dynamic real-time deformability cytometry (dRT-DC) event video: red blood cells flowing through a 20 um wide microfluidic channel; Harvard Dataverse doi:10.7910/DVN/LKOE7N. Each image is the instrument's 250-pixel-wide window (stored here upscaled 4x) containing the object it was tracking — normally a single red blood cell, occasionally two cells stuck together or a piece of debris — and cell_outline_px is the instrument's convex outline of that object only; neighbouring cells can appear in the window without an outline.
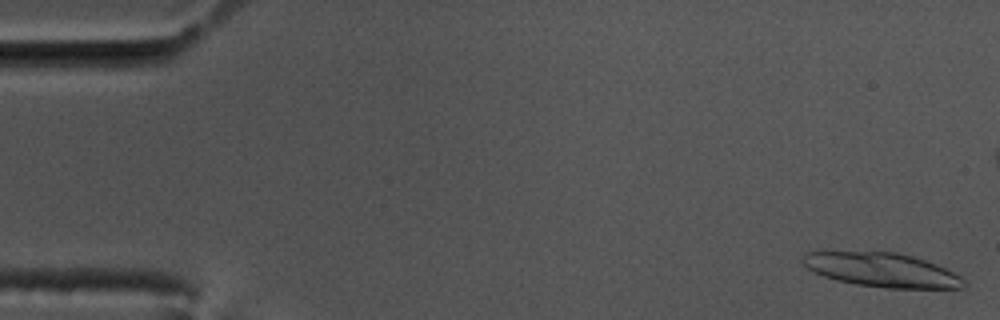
{"species": "common noctule bat (a hibernating species)", "species_latin": "Nyctalus noctula", "temperature_condition": "cold", "stored_images_in_passage": 31, "camera_frame_rate_fps": 3000, "um_per_image_px": 0.085, "animal": {"sex": "male", "body_mass_g": 17.5, "forearm_length_mm": 52.3}, "frame": {"image": 1, "passage_image": 1, "time_ms": 0.0, "image_size_px": [1000, 320], "cell_outline_px": [[968, 284], [960, 288], [888, 288], [856, 284], [836, 280], [824, 276], [808, 268], [800, 260], [804, 252], [896, 252], [912, 256], [936, 264], [960, 276]], "centroid_in_image_um": [74.95, 22.94], "position_along_channel_um": 10.0, "area_um2": 31.67}}